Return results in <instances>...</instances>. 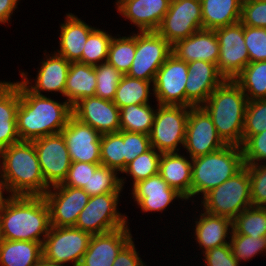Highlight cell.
Returning <instances> with one entry per match:
<instances>
[{"instance_id":"cell-47","label":"cell","mask_w":266,"mask_h":266,"mask_svg":"<svg viewBox=\"0 0 266 266\" xmlns=\"http://www.w3.org/2000/svg\"><path fill=\"white\" fill-rule=\"evenodd\" d=\"M123 142L125 150V168L127 164L137 156L144 154L152 148L149 135L145 133L123 131Z\"/></svg>"},{"instance_id":"cell-36","label":"cell","mask_w":266,"mask_h":266,"mask_svg":"<svg viewBox=\"0 0 266 266\" xmlns=\"http://www.w3.org/2000/svg\"><path fill=\"white\" fill-rule=\"evenodd\" d=\"M119 173L104 165H99L94 173H91L88 185L82 189L90 196L101 195L105 193H121L126 177H119Z\"/></svg>"},{"instance_id":"cell-46","label":"cell","mask_w":266,"mask_h":266,"mask_svg":"<svg viewBox=\"0 0 266 266\" xmlns=\"http://www.w3.org/2000/svg\"><path fill=\"white\" fill-rule=\"evenodd\" d=\"M244 164H263L266 162V130L248 137L241 145ZM264 161V162H263Z\"/></svg>"},{"instance_id":"cell-17","label":"cell","mask_w":266,"mask_h":266,"mask_svg":"<svg viewBox=\"0 0 266 266\" xmlns=\"http://www.w3.org/2000/svg\"><path fill=\"white\" fill-rule=\"evenodd\" d=\"M64 137L71 162L101 164V134L73 115L60 132Z\"/></svg>"},{"instance_id":"cell-2","label":"cell","mask_w":266,"mask_h":266,"mask_svg":"<svg viewBox=\"0 0 266 266\" xmlns=\"http://www.w3.org/2000/svg\"><path fill=\"white\" fill-rule=\"evenodd\" d=\"M50 228V212L43 196L9 195L0 213L1 239L43 244Z\"/></svg>"},{"instance_id":"cell-41","label":"cell","mask_w":266,"mask_h":266,"mask_svg":"<svg viewBox=\"0 0 266 266\" xmlns=\"http://www.w3.org/2000/svg\"><path fill=\"white\" fill-rule=\"evenodd\" d=\"M230 247L237 262H247L258 254L266 253V236L252 237L242 234L230 235Z\"/></svg>"},{"instance_id":"cell-16","label":"cell","mask_w":266,"mask_h":266,"mask_svg":"<svg viewBox=\"0 0 266 266\" xmlns=\"http://www.w3.org/2000/svg\"><path fill=\"white\" fill-rule=\"evenodd\" d=\"M40 168L49 186L63 183L71 166L69 152L61 133L33 140Z\"/></svg>"},{"instance_id":"cell-24","label":"cell","mask_w":266,"mask_h":266,"mask_svg":"<svg viewBox=\"0 0 266 266\" xmlns=\"http://www.w3.org/2000/svg\"><path fill=\"white\" fill-rule=\"evenodd\" d=\"M172 54L186 63L202 60L217 65L219 43L214 30L200 29L172 46Z\"/></svg>"},{"instance_id":"cell-5","label":"cell","mask_w":266,"mask_h":266,"mask_svg":"<svg viewBox=\"0 0 266 266\" xmlns=\"http://www.w3.org/2000/svg\"><path fill=\"white\" fill-rule=\"evenodd\" d=\"M244 166L242 148L235 145H225L212 153L192 158L191 198L203 197Z\"/></svg>"},{"instance_id":"cell-38","label":"cell","mask_w":266,"mask_h":266,"mask_svg":"<svg viewBox=\"0 0 266 266\" xmlns=\"http://www.w3.org/2000/svg\"><path fill=\"white\" fill-rule=\"evenodd\" d=\"M100 155L101 165L122 173L125 169L123 130L101 134Z\"/></svg>"},{"instance_id":"cell-7","label":"cell","mask_w":266,"mask_h":266,"mask_svg":"<svg viewBox=\"0 0 266 266\" xmlns=\"http://www.w3.org/2000/svg\"><path fill=\"white\" fill-rule=\"evenodd\" d=\"M122 193L91 196L78 215L75 227L91 235L103 234L127 226L128 216L118 209Z\"/></svg>"},{"instance_id":"cell-22","label":"cell","mask_w":266,"mask_h":266,"mask_svg":"<svg viewBox=\"0 0 266 266\" xmlns=\"http://www.w3.org/2000/svg\"><path fill=\"white\" fill-rule=\"evenodd\" d=\"M131 190L133 200L142 212H164L175 200L186 201L175 189L158 173L136 183Z\"/></svg>"},{"instance_id":"cell-54","label":"cell","mask_w":266,"mask_h":266,"mask_svg":"<svg viewBox=\"0 0 266 266\" xmlns=\"http://www.w3.org/2000/svg\"><path fill=\"white\" fill-rule=\"evenodd\" d=\"M36 266H68V264H60V263H53L50 262L43 257L39 260V262L36 264Z\"/></svg>"},{"instance_id":"cell-35","label":"cell","mask_w":266,"mask_h":266,"mask_svg":"<svg viewBox=\"0 0 266 266\" xmlns=\"http://www.w3.org/2000/svg\"><path fill=\"white\" fill-rule=\"evenodd\" d=\"M118 37V38H117ZM136 51V32L127 36H113L106 62L123 75L131 69Z\"/></svg>"},{"instance_id":"cell-37","label":"cell","mask_w":266,"mask_h":266,"mask_svg":"<svg viewBox=\"0 0 266 266\" xmlns=\"http://www.w3.org/2000/svg\"><path fill=\"white\" fill-rule=\"evenodd\" d=\"M232 233L252 237L266 236V207L250 206L232 220Z\"/></svg>"},{"instance_id":"cell-18","label":"cell","mask_w":266,"mask_h":266,"mask_svg":"<svg viewBox=\"0 0 266 266\" xmlns=\"http://www.w3.org/2000/svg\"><path fill=\"white\" fill-rule=\"evenodd\" d=\"M41 61L35 80L30 79L29 77L31 76H28V73L20 71L21 82L34 94L44 96L43 92H57L64 97L67 74L71 62L55 52L52 54L48 52L47 54L46 50Z\"/></svg>"},{"instance_id":"cell-43","label":"cell","mask_w":266,"mask_h":266,"mask_svg":"<svg viewBox=\"0 0 266 266\" xmlns=\"http://www.w3.org/2000/svg\"><path fill=\"white\" fill-rule=\"evenodd\" d=\"M266 130V99L248 101L243 129V142Z\"/></svg>"},{"instance_id":"cell-23","label":"cell","mask_w":266,"mask_h":266,"mask_svg":"<svg viewBox=\"0 0 266 266\" xmlns=\"http://www.w3.org/2000/svg\"><path fill=\"white\" fill-rule=\"evenodd\" d=\"M171 0H116L119 15L135 25L138 32L156 31Z\"/></svg>"},{"instance_id":"cell-10","label":"cell","mask_w":266,"mask_h":266,"mask_svg":"<svg viewBox=\"0 0 266 266\" xmlns=\"http://www.w3.org/2000/svg\"><path fill=\"white\" fill-rule=\"evenodd\" d=\"M136 51L129 77L154 81L159 68L172 54V45L156 31H136Z\"/></svg>"},{"instance_id":"cell-39","label":"cell","mask_w":266,"mask_h":266,"mask_svg":"<svg viewBox=\"0 0 266 266\" xmlns=\"http://www.w3.org/2000/svg\"><path fill=\"white\" fill-rule=\"evenodd\" d=\"M112 33L95 28L88 36L79 63L96 66L107 60Z\"/></svg>"},{"instance_id":"cell-20","label":"cell","mask_w":266,"mask_h":266,"mask_svg":"<svg viewBox=\"0 0 266 266\" xmlns=\"http://www.w3.org/2000/svg\"><path fill=\"white\" fill-rule=\"evenodd\" d=\"M186 107L201 106L226 78L216 64L196 60L187 63Z\"/></svg>"},{"instance_id":"cell-48","label":"cell","mask_w":266,"mask_h":266,"mask_svg":"<svg viewBox=\"0 0 266 266\" xmlns=\"http://www.w3.org/2000/svg\"><path fill=\"white\" fill-rule=\"evenodd\" d=\"M240 22L244 26L266 28V1H243Z\"/></svg>"},{"instance_id":"cell-44","label":"cell","mask_w":266,"mask_h":266,"mask_svg":"<svg viewBox=\"0 0 266 266\" xmlns=\"http://www.w3.org/2000/svg\"><path fill=\"white\" fill-rule=\"evenodd\" d=\"M250 176L252 206L266 207V163L245 164Z\"/></svg>"},{"instance_id":"cell-53","label":"cell","mask_w":266,"mask_h":266,"mask_svg":"<svg viewBox=\"0 0 266 266\" xmlns=\"http://www.w3.org/2000/svg\"><path fill=\"white\" fill-rule=\"evenodd\" d=\"M4 192L7 193V196H4V194H5ZM8 197H9L8 191H7L6 187H5L4 182L0 178V213H1L3 205H4V203H5V201L7 200Z\"/></svg>"},{"instance_id":"cell-27","label":"cell","mask_w":266,"mask_h":266,"mask_svg":"<svg viewBox=\"0 0 266 266\" xmlns=\"http://www.w3.org/2000/svg\"><path fill=\"white\" fill-rule=\"evenodd\" d=\"M92 27L73 13H67L64 22L60 24L59 49L54 51L69 62H78Z\"/></svg>"},{"instance_id":"cell-52","label":"cell","mask_w":266,"mask_h":266,"mask_svg":"<svg viewBox=\"0 0 266 266\" xmlns=\"http://www.w3.org/2000/svg\"><path fill=\"white\" fill-rule=\"evenodd\" d=\"M21 0H0V24H8Z\"/></svg>"},{"instance_id":"cell-21","label":"cell","mask_w":266,"mask_h":266,"mask_svg":"<svg viewBox=\"0 0 266 266\" xmlns=\"http://www.w3.org/2000/svg\"><path fill=\"white\" fill-rule=\"evenodd\" d=\"M129 226L92 235L79 266H112L119 252L133 239Z\"/></svg>"},{"instance_id":"cell-26","label":"cell","mask_w":266,"mask_h":266,"mask_svg":"<svg viewBox=\"0 0 266 266\" xmlns=\"http://www.w3.org/2000/svg\"><path fill=\"white\" fill-rule=\"evenodd\" d=\"M198 217V218H197ZM195 217L194 233L196 244L202 253L209 249L229 244L232 233V220L227 217L211 215L201 210ZM227 238V239H226Z\"/></svg>"},{"instance_id":"cell-34","label":"cell","mask_w":266,"mask_h":266,"mask_svg":"<svg viewBox=\"0 0 266 266\" xmlns=\"http://www.w3.org/2000/svg\"><path fill=\"white\" fill-rule=\"evenodd\" d=\"M154 108L149 103L124 106L120 109V130L149 135L157 106Z\"/></svg>"},{"instance_id":"cell-25","label":"cell","mask_w":266,"mask_h":266,"mask_svg":"<svg viewBox=\"0 0 266 266\" xmlns=\"http://www.w3.org/2000/svg\"><path fill=\"white\" fill-rule=\"evenodd\" d=\"M19 102V81H0V151L20 141L16 124Z\"/></svg>"},{"instance_id":"cell-49","label":"cell","mask_w":266,"mask_h":266,"mask_svg":"<svg viewBox=\"0 0 266 266\" xmlns=\"http://www.w3.org/2000/svg\"><path fill=\"white\" fill-rule=\"evenodd\" d=\"M99 165L101 164L72 162L67 177L62 184L65 186L83 188L85 185H88L91 173H94Z\"/></svg>"},{"instance_id":"cell-9","label":"cell","mask_w":266,"mask_h":266,"mask_svg":"<svg viewBox=\"0 0 266 266\" xmlns=\"http://www.w3.org/2000/svg\"><path fill=\"white\" fill-rule=\"evenodd\" d=\"M92 235L75 226H51L42 244V257L53 263L79 266Z\"/></svg>"},{"instance_id":"cell-12","label":"cell","mask_w":266,"mask_h":266,"mask_svg":"<svg viewBox=\"0 0 266 266\" xmlns=\"http://www.w3.org/2000/svg\"><path fill=\"white\" fill-rule=\"evenodd\" d=\"M214 31L219 43L218 70L226 79L233 80L250 63L244 25L239 21Z\"/></svg>"},{"instance_id":"cell-1","label":"cell","mask_w":266,"mask_h":266,"mask_svg":"<svg viewBox=\"0 0 266 266\" xmlns=\"http://www.w3.org/2000/svg\"><path fill=\"white\" fill-rule=\"evenodd\" d=\"M20 102L17 109V133L21 141H33L48 135L59 134L73 115L72 106L34 94L19 81Z\"/></svg>"},{"instance_id":"cell-29","label":"cell","mask_w":266,"mask_h":266,"mask_svg":"<svg viewBox=\"0 0 266 266\" xmlns=\"http://www.w3.org/2000/svg\"><path fill=\"white\" fill-rule=\"evenodd\" d=\"M97 86L94 66L79 62H71L64 97L73 107L79 100L95 96Z\"/></svg>"},{"instance_id":"cell-6","label":"cell","mask_w":266,"mask_h":266,"mask_svg":"<svg viewBox=\"0 0 266 266\" xmlns=\"http://www.w3.org/2000/svg\"><path fill=\"white\" fill-rule=\"evenodd\" d=\"M203 210L211 215L233 220L244 209L252 206L250 176L244 166L238 173L215 187L201 198Z\"/></svg>"},{"instance_id":"cell-15","label":"cell","mask_w":266,"mask_h":266,"mask_svg":"<svg viewBox=\"0 0 266 266\" xmlns=\"http://www.w3.org/2000/svg\"><path fill=\"white\" fill-rule=\"evenodd\" d=\"M43 197L49 208L51 226L70 227L75 226L78 215L91 196L82 188L61 183L50 187Z\"/></svg>"},{"instance_id":"cell-3","label":"cell","mask_w":266,"mask_h":266,"mask_svg":"<svg viewBox=\"0 0 266 266\" xmlns=\"http://www.w3.org/2000/svg\"><path fill=\"white\" fill-rule=\"evenodd\" d=\"M0 178L9 195L43 196V177L33 141H19L0 151Z\"/></svg>"},{"instance_id":"cell-51","label":"cell","mask_w":266,"mask_h":266,"mask_svg":"<svg viewBox=\"0 0 266 266\" xmlns=\"http://www.w3.org/2000/svg\"><path fill=\"white\" fill-rule=\"evenodd\" d=\"M134 240L132 239L115 258L112 266H146L140 254L136 251Z\"/></svg>"},{"instance_id":"cell-13","label":"cell","mask_w":266,"mask_h":266,"mask_svg":"<svg viewBox=\"0 0 266 266\" xmlns=\"http://www.w3.org/2000/svg\"><path fill=\"white\" fill-rule=\"evenodd\" d=\"M225 145L206 110L202 106L190 107L183 146L186 155L197 158L217 151Z\"/></svg>"},{"instance_id":"cell-45","label":"cell","mask_w":266,"mask_h":266,"mask_svg":"<svg viewBox=\"0 0 266 266\" xmlns=\"http://www.w3.org/2000/svg\"><path fill=\"white\" fill-rule=\"evenodd\" d=\"M244 42L250 63L266 61V28L244 26Z\"/></svg>"},{"instance_id":"cell-40","label":"cell","mask_w":266,"mask_h":266,"mask_svg":"<svg viewBox=\"0 0 266 266\" xmlns=\"http://www.w3.org/2000/svg\"><path fill=\"white\" fill-rule=\"evenodd\" d=\"M161 154L155 148H151L128 163L121 174L131 176L133 187L136 183L159 173Z\"/></svg>"},{"instance_id":"cell-19","label":"cell","mask_w":266,"mask_h":266,"mask_svg":"<svg viewBox=\"0 0 266 266\" xmlns=\"http://www.w3.org/2000/svg\"><path fill=\"white\" fill-rule=\"evenodd\" d=\"M72 113L100 134L120 131V109L113 101L98 96L83 98L72 107Z\"/></svg>"},{"instance_id":"cell-30","label":"cell","mask_w":266,"mask_h":266,"mask_svg":"<svg viewBox=\"0 0 266 266\" xmlns=\"http://www.w3.org/2000/svg\"><path fill=\"white\" fill-rule=\"evenodd\" d=\"M243 0H201L202 29L215 30L241 19Z\"/></svg>"},{"instance_id":"cell-11","label":"cell","mask_w":266,"mask_h":266,"mask_svg":"<svg viewBox=\"0 0 266 266\" xmlns=\"http://www.w3.org/2000/svg\"><path fill=\"white\" fill-rule=\"evenodd\" d=\"M202 29L201 0H171L156 32L172 46Z\"/></svg>"},{"instance_id":"cell-28","label":"cell","mask_w":266,"mask_h":266,"mask_svg":"<svg viewBox=\"0 0 266 266\" xmlns=\"http://www.w3.org/2000/svg\"><path fill=\"white\" fill-rule=\"evenodd\" d=\"M190 159V160H189ZM159 174L186 201L191 200L192 158L180 152L162 153L159 160Z\"/></svg>"},{"instance_id":"cell-8","label":"cell","mask_w":266,"mask_h":266,"mask_svg":"<svg viewBox=\"0 0 266 266\" xmlns=\"http://www.w3.org/2000/svg\"><path fill=\"white\" fill-rule=\"evenodd\" d=\"M190 107L158 105L149 139L160 153L180 152L184 146ZM180 145V146H179Z\"/></svg>"},{"instance_id":"cell-55","label":"cell","mask_w":266,"mask_h":266,"mask_svg":"<svg viewBox=\"0 0 266 266\" xmlns=\"http://www.w3.org/2000/svg\"><path fill=\"white\" fill-rule=\"evenodd\" d=\"M243 1H266V0H243Z\"/></svg>"},{"instance_id":"cell-42","label":"cell","mask_w":266,"mask_h":266,"mask_svg":"<svg viewBox=\"0 0 266 266\" xmlns=\"http://www.w3.org/2000/svg\"><path fill=\"white\" fill-rule=\"evenodd\" d=\"M97 86L95 96L113 101L123 74L107 62L94 66Z\"/></svg>"},{"instance_id":"cell-50","label":"cell","mask_w":266,"mask_h":266,"mask_svg":"<svg viewBox=\"0 0 266 266\" xmlns=\"http://www.w3.org/2000/svg\"><path fill=\"white\" fill-rule=\"evenodd\" d=\"M203 255L204 266H241L232 254L230 244L209 249Z\"/></svg>"},{"instance_id":"cell-32","label":"cell","mask_w":266,"mask_h":266,"mask_svg":"<svg viewBox=\"0 0 266 266\" xmlns=\"http://www.w3.org/2000/svg\"><path fill=\"white\" fill-rule=\"evenodd\" d=\"M153 82L142 79L132 78L128 75H123L116 89V94L113 103L119 108L129 106L131 104H147L150 95L153 96ZM152 91V92H150Z\"/></svg>"},{"instance_id":"cell-31","label":"cell","mask_w":266,"mask_h":266,"mask_svg":"<svg viewBox=\"0 0 266 266\" xmlns=\"http://www.w3.org/2000/svg\"><path fill=\"white\" fill-rule=\"evenodd\" d=\"M41 258L39 242L0 240V266H36Z\"/></svg>"},{"instance_id":"cell-14","label":"cell","mask_w":266,"mask_h":266,"mask_svg":"<svg viewBox=\"0 0 266 266\" xmlns=\"http://www.w3.org/2000/svg\"><path fill=\"white\" fill-rule=\"evenodd\" d=\"M187 76V63L171 54L157 71L153 82V97L157 104L186 107Z\"/></svg>"},{"instance_id":"cell-4","label":"cell","mask_w":266,"mask_h":266,"mask_svg":"<svg viewBox=\"0 0 266 266\" xmlns=\"http://www.w3.org/2000/svg\"><path fill=\"white\" fill-rule=\"evenodd\" d=\"M248 104L241 87L231 79L219 85L201 105L211 116L219 137L226 145L243 144L245 112Z\"/></svg>"},{"instance_id":"cell-33","label":"cell","mask_w":266,"mask_h":266,"mask_svg":"<svg viewBox=\"0 0 266 266\" xmlns=\"http://www.w3.org/2000/svg\"><path fill=\"white\" fill-rule=\"evenodd\" d=\"M233 80L248 101L266 99V61L249 63Z\"/></svg>"}]
</instances>
